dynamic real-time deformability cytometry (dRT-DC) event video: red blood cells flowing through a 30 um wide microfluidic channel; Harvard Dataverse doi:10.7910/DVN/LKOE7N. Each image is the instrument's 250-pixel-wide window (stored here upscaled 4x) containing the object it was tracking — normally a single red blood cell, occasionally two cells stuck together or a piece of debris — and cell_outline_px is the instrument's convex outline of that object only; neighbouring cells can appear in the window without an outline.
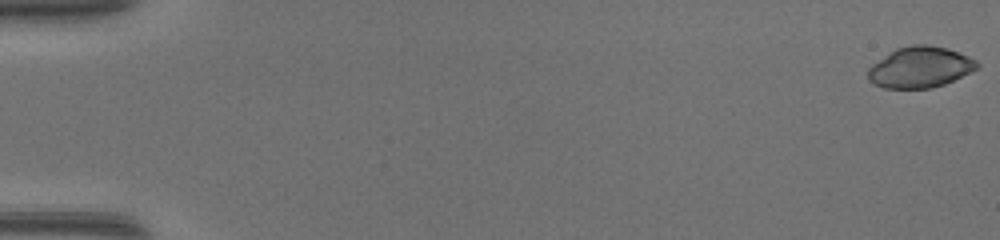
{"species": "common noctule bat (a hibernating species)", "species_latin": "Nyctalus noctula", "temperature_condition": "warm", "stored_images_in_passage": 49, "camera_frame_rate_fps": 3000, "um_per_image_px": 0.085, "animal": {"sex": "female", "body_mass_g": 17.0, "forearm_length_mm": 48.0}, "frame": {"image": 1, "passage_image": 1, "time_ms": 0.0, "image_size_px": [1000, 240], "cell_outline_px": [[980, 68], [972, 72], [944, 84], [932, 88], [884, 88], [872, 84], [868, 80], [868, 68], [872, 64], [888, 52], [896, 48], [908, 44], [928, 44], [948, 48], [968, 56], [976, 60], [980, 64]], "centroid_in_image_um": [78.21, 5.7], "position_along_channel_um": 6.8, "area_um2": 26.47}}
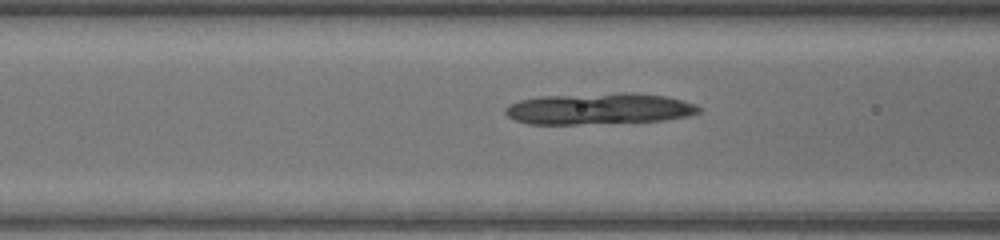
{"frame": {"image": 2, "passage_image": 21, "time_ms": 6.667, "image_size_px": [1000, 240], "cell_outline_px": [[700, 112], [688, 116], [664, 120], [580, 124], [528, 124], [512, 120], [504, 112], [504, 108], [508, 104], [520, 100], [540, 96], [620, 92], [632, 92], [668, 96], [684, 100], [696, 104], [700, 108]], "centroid_in_image_um": [50.9, 9.23], "position_along_channel_um": 115.7, "area_um2": 35.72}}
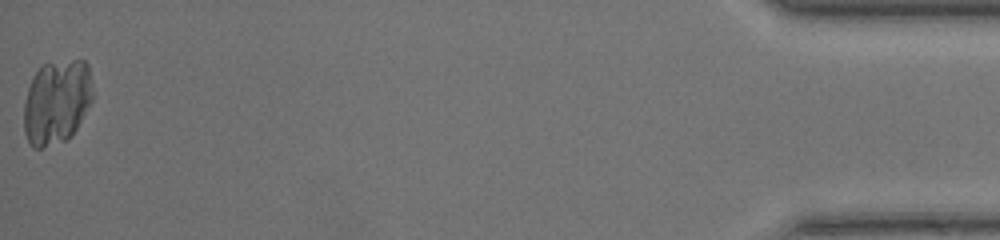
{"frame": {"image": 3, "passage_image": 49, "time_ms": 16.0, "image_size_px": [1000, 240], "cell_outline_px": [[92, 100], [72, 136], [68, 140], [40, 148], [32, 148], [24, 132], [24, 104], [28, 88], [32, 76], [44, 64], [72, 60], [84, 60], [88, 64], [92, 88]], "centroid_in_image_um": [4.81, 8.68], "position_along_channel_um": 430.4, "area_um2": 33.87}}